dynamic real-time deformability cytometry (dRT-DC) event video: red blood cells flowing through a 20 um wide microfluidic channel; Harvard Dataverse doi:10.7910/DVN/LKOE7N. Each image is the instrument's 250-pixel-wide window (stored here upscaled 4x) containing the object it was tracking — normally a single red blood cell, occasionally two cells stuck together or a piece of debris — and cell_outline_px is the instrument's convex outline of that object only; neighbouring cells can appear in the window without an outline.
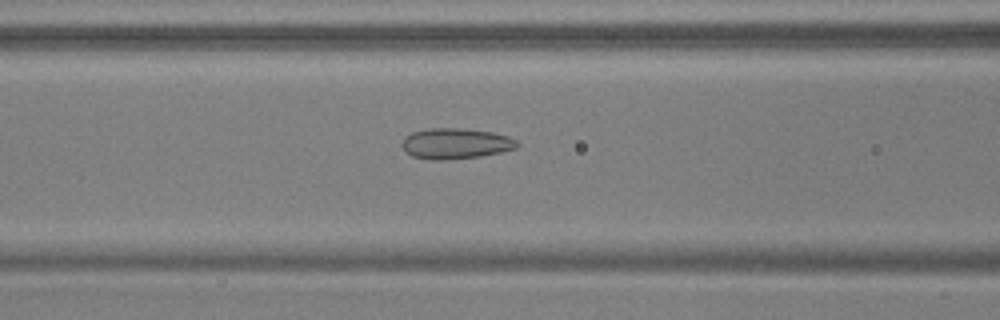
{"species": "common noctule bat (a hibernating species)", "species_latin": "Nyctalus noctula", "temperature_condition": "warm", "stored_images_in_passage": 54, "camera_frame_rate_fps": 3000, "um_per_image_px": 0.085, "animal": {"sex": "male", "body_mass_g": 17.9, "forearm_length_mm": 54.2}, "frame": {"image": 1, "passage_image": 22, "time_ms": 7.0, "image_size_px": [1000, 320], "cell_outline_px": [[520, 144], [516, 148], [500, 152], [480, 156], [444, 160], [432, 160], [412, 156], [400, 144], [404, 136], [412, 132], [428, 128], [464, 128], [492, 132], [508, 136], [516, 140]], "centroid_in_image_um": [38.71, 12.19], "position_along_channel_um": 127.9, "area_um2": 20.63}}
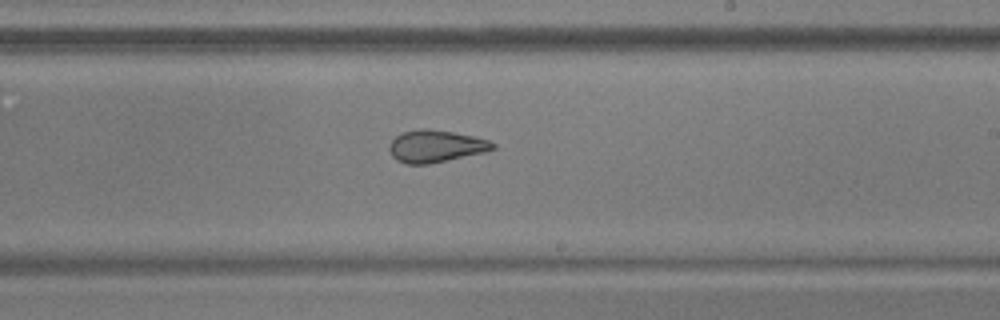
{"frame": {"image": 2, "passage_image": 32, "time_ms": 10.333, "image_size_px": [1000, 320], "cell_outline_px": [[496, 148], [488, 152], [428, 164], [404, 164], [396, 160], [392, 156], [388, 148], [392, 140], [396, 136], [404, 132], [420, 128], [428, 128], [452, 132], [472, 136], [488, 140], [496, 144]], "centroid_in_image_um": [37.05, 12.44], "position_along_channel_um": 252.0, "area_um2": 19.54}}
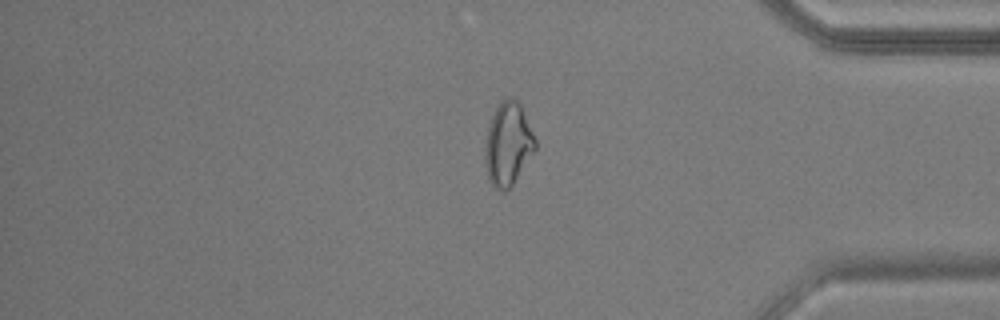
{"frame": {"image": 3, "passage_image": 45, "time_ms": 14.667, "image_size_px": [1000, 320], "cell_outline_px": [[536, 148], [512, 184], [508, 188], [492, 188], [484, 164], [484, 148], [488, 124], [500, 100], [508, 96], [516, 100], [520, 104], [536, 140]], "centroid_in_image_um": [43.14, 12.2], "position_along_channel_um": 392.1, "area_um2": 24.04}, "authors_computed_cell_mechanics": {"area_um2": 23.2645, "velocity_mm_per_s": 3.7229, "shape_relaxation_time_tau1_ms": null, "shape_relaxation_time_tau2_ms": 2.1222, "deformation_change_tau1": null, "deformation_change_tau2": 0.0978}}